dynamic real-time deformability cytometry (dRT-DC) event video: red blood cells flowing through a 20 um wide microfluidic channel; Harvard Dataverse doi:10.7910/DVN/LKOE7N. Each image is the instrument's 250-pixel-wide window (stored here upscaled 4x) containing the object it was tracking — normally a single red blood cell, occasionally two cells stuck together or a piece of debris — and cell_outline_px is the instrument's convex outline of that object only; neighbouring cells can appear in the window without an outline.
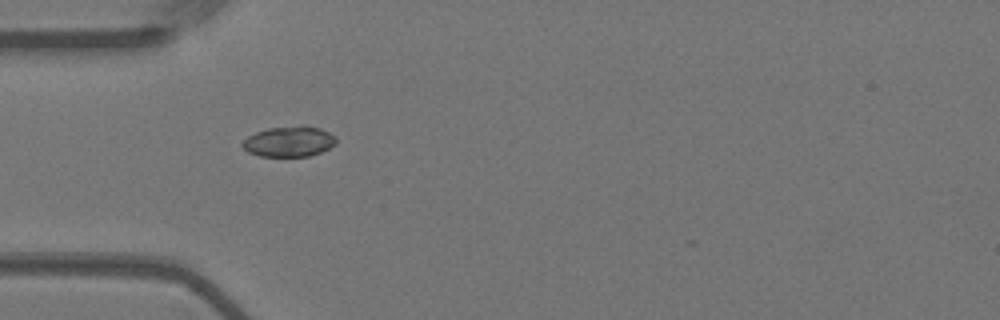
{"species": "Egyptian fruit bat (a non-hibernating species)", "species_latin": "Rousettus aegyptiacus", "temperature_condition": "warm", "stored_images_in_passage": 36, "camera_frame_rate_fps": 3000, "um_per_image_px": 0.085, "animal": {"sex": "female"}, "frame": {"image": 1, "passage_image": 1, "time_ms": 0.0, "image_size_px": [1000, 320], "cell_outline_px": [[336, 144], [320, 152], [308, 156], [260, 156], [248, 152], [240, 144], [248, 136], [256, 132], [268, 128], [300, 124], [304, 124], [320, 128], [336, 136]], "centroid_in_image_um": [24.58, 12.0], "position_along_channel_um": 60.4, "area_um2": 16.82}}
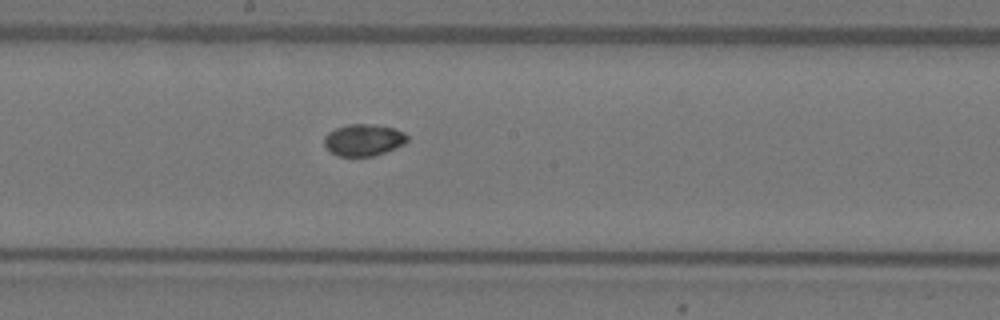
{"frame": {"image": 2, "passage_image": 14, "time_ms": 4.333, "image_size_px": [1000, 320], "cell_outline_px": [[408, 140], [404, 144], [384, 152], [372, 156], [336, 156], [324, 144], [324, 136], [328, 132], [336, 128], [348, 124], [372, 124], [396, 128], [404, 132], [408, 136]], "centroid_in_image_um": [30.91, 11.88], "position_along_channel_um": 217.3, "area_um2": 15.37}}
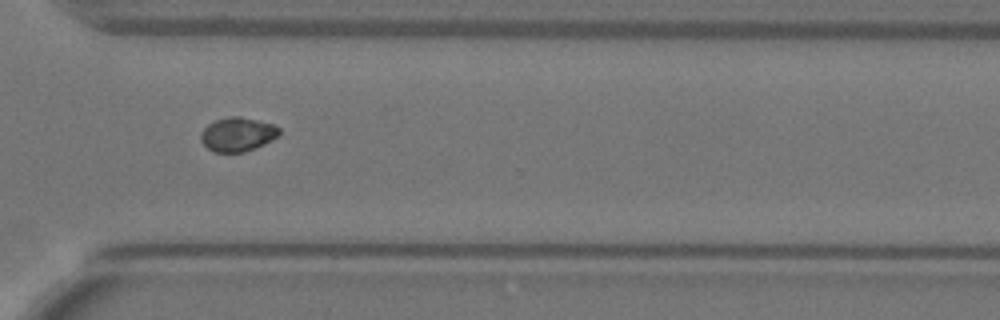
{"frame": {"image": 3, "passage_image": 25, "time_ms": 8.0, "image_size_px": [1000, 320], "cell_outline_px": [[280, 132], [272, 140], [256, 148], [244, 152], [212, 152], [200, 140], [200, 132], [208, 124], [216, 120], [228, 116], [240, 116], [272, 124], [280, 128]], "centroid_in_image_um": [20.17, 11.42], "position_along_channel_um": 350.4, "area_um2": 15.55}}